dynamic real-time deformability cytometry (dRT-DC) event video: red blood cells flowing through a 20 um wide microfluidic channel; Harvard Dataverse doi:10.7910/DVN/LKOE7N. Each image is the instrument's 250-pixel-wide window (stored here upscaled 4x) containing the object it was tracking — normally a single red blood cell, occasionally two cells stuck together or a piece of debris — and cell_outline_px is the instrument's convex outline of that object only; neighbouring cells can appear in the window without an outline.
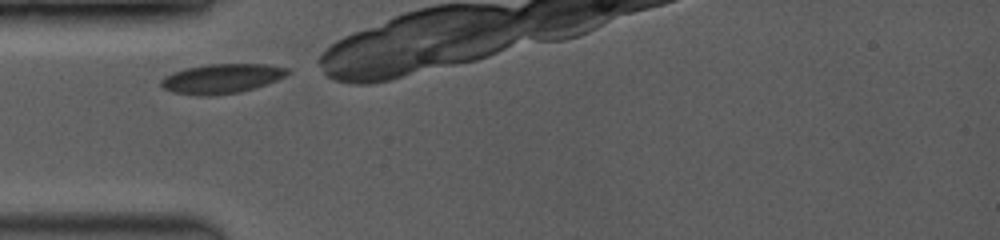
{"species": "common noctule bat (a hibernating species)", "species_latin": "Nyctalus noctula", "temperature_condition": "room temperature", "stored_images_in_passage": 4, "camera_frame_rate_fps": 3500, "um_per_image_px": 0.085, "animal": {"sex": "female", "body_mass_g": 19.0, "forearm_length_mm": 53.3}, "frame": {"image": 1, "passage_image": 1, "time_ms": 0.0, "image_size_px": [1000, 240], "cell_outline_px": [[288, 72], [284, 76], [276, 80], [240, 92], [212, 96], [200, 96], [172, 92], [164, 88], [160, 84], [160, 80], [164, 76], [172, 72], [184, 68], [204, 64], [264, 64], [288, 68]], "centroid_in_image_um": [18.76, 6.68], "position_along_channel_um": 66.2, "area_um2": 21.73}}